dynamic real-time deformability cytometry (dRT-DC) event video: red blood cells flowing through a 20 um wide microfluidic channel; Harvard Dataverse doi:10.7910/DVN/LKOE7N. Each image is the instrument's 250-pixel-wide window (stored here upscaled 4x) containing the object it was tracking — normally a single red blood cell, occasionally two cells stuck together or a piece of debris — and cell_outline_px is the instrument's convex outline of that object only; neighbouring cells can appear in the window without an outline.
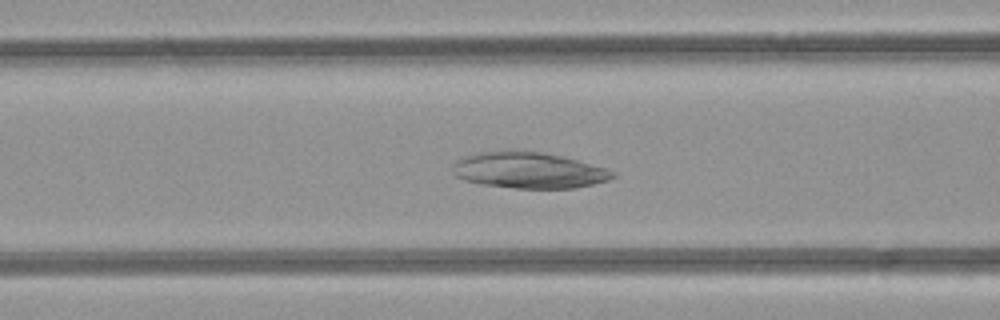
{"species": "common noctule bat (a hibernating species)", "species_latin": "Nyctalus noctula", "temperature_condition": "room temperature", "stored_images_in_passage": 9, "camera_frame_rate_fps": 3000, "um_per_image_px": 0.085, "animal": {"sex": "female", "body_mass_g": 21.9}, "frame": {"image": 1, "passage_image": 7, "time_ms": 2.0, "image_size_px": [1000, 320], "cell_outline_px": [[616, 176], [608, 180], [592, 184], [572, 188], [516, 188], [480, 184], [464, 180], [456, 176], [452, 172], [452, 164], [456, 160], [464, 156], [480, 152], [512, 148], [540, 152], [564, 156], [608, 168], [616, 172]], "centroid_in_image_um": [44.92, 14.44], "position_along_channel_um": 121.7, "area_um2": 34.33}}